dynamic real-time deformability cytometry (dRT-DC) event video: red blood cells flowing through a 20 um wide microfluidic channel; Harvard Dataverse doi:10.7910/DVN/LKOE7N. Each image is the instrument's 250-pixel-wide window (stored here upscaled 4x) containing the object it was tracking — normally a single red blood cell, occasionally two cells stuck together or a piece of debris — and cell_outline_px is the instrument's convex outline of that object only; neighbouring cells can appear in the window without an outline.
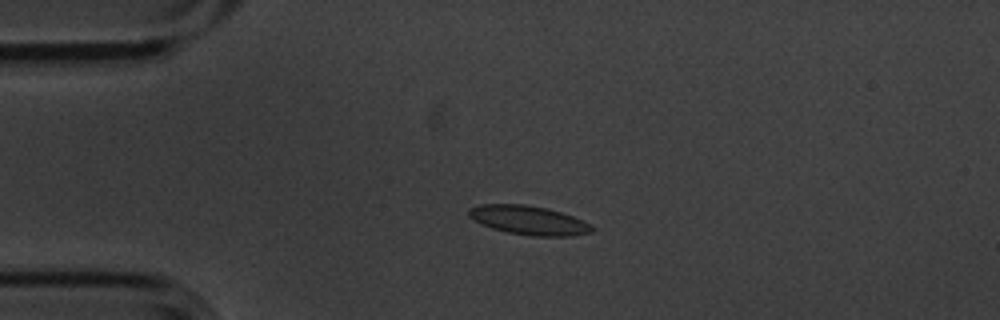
{"species": "common noctule bat (a hibernating species)", "species_latin": "Nyctalus noctula", "temperature_condition": "cold", "stored_images_in_passage": 5, "camera_frame_rate_fps": 3000, "um_per_image_px": 0.085, "animal": {"sex": "male", "body_mass_g": 20.1, "forearm_length_mm": 53.5}, "frame": {"image": 1, "passage_image": 3, "time_ms": 0.667, "image_size_px": [1000, 320], "cell_outline_px": [[596, 228], [592, 232], [572, 236], [532, 236], [508, 232], [492, 228], [480, 224], [472, 220], [468, 216], [468, 208], [480, 204], [524, 204], [548, 208], [584, 220], [592, 224]], "centroid_in_image_um": [44.95, 18.72], "position_along_channel_um": 40.1, "area_um2": 21.1}}